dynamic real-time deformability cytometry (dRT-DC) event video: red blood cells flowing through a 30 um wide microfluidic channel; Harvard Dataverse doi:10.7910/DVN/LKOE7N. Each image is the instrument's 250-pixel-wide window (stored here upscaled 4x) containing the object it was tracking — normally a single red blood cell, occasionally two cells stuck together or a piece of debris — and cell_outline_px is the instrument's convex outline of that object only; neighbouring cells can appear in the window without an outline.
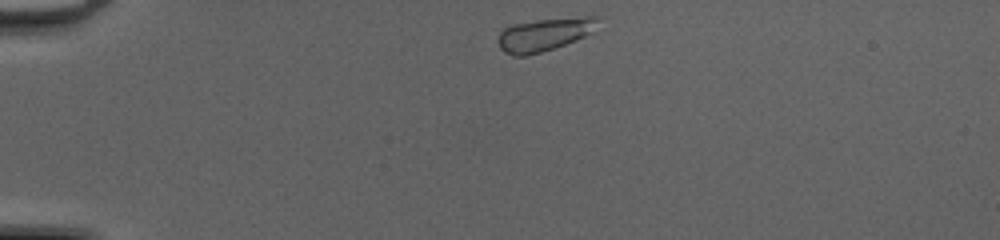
{"species": "common noctule bat (a hibernating species)", "species_latin": "Nyctalus noctula", "temperature_condition": "cold", "stored_images_in_passage": 37, "camera_frame_rate_fps": 3000, "um_per_image_px": 0.085, "animal": {"sex": "female", "body_mass_g": 20.0, "forearm_length_mm": 54.0}, "frame": {"image": 1, "passage_image": 1, "time_ms": 0.0, "image_size_px": [1000, 240], "cell_outline_px": [[604, 16], [596, 32], [576, 40], [540, 52], [524, 56], [512, 56], [504, 52], [500, 48], [496, 40], [500, 32], [504, 28], [512, 24], [536, 20], [584, 16]], "centroid_in_image_um": [46.35, 2.9], "position_along_channel_um": 38.7, "area_um2": 19.71}}
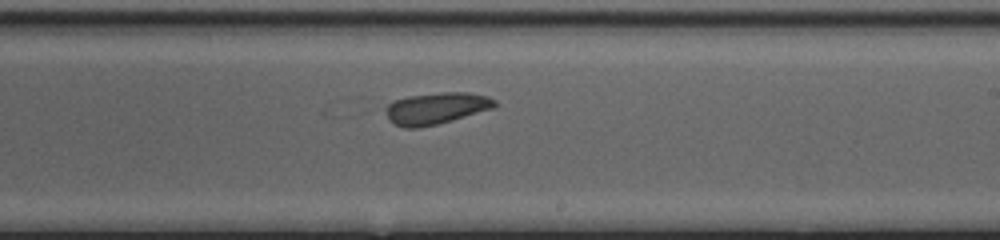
{"frame": {"image": 2, "passage_image": 20, "time_ms": 6.333, "image_size_px": [1000, 240], "cell_outline_px": [[496, 108], [452, 120], [420, 128], [404, 128], [396, 124], [388, 116], [384, 108], [392, 100], [408, 96], [440, 92], [468, 92], [488, 96], [496, 100]], "centroid_in_image_um": [37.11, 9.19], "position_along_channel_um": 251.9, "area_um2": 20.23}}
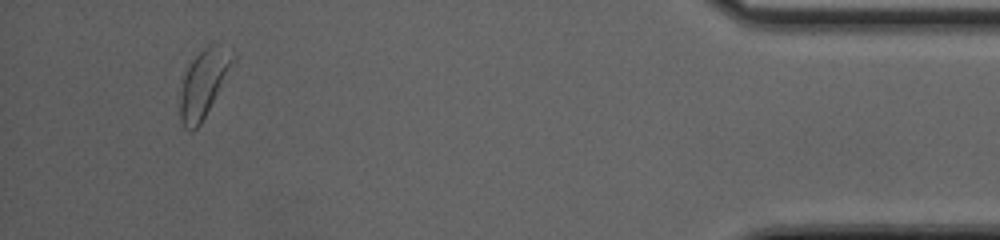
{"frame": {"image": 3, "passage_image": 36, "time_ms": 11.667, "image_size_px": [1000, 240], "cell_outline_px": [[236, 60], [200, 124], [192, 132], [188, 132], [184, 128], [180, 120], [180, 100], [184, 72], [192, 60], [212, 40], [232, 48], [236, 52]], "centroid_in_image_um": [17.35, 7.01], "position_along_channel_um": 417.9, "area_um2": 21.15}}